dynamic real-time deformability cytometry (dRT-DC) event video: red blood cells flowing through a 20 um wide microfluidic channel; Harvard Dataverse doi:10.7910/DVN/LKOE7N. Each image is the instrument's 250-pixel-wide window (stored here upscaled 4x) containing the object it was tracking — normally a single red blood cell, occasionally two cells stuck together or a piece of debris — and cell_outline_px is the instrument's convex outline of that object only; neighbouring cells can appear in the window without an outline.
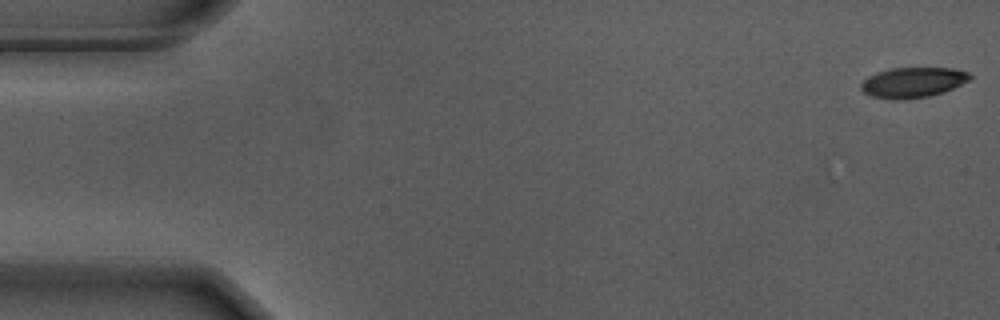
{"species": "Egyptian fruit bat (a non-hibernating species)", "species_latin": "Rousettus aegyptiacus", "temperature_condition": "warm", "stored_images_in_passage": 56, "camera_frame_rate_fps": 3000, "um_per_image_px": 0.085, "animal": {"sex": "male"}, "frame": {"image": 1, "passage_image": 1, "time_ms": 0.0, "image_size_px": [1000, 320], "cell_outline_px": [[972, 80], [944, 92], [928, 96], [896, 100], [872, 96], [864, 92], [860, 88], [860, 84], [868, 76], [876, 72], [888, 68], [952, 68], [968, 72], [972, 76]], "centroid_in_image_um": [77.61, 6.99], "position_along_channel_um": 7.4, "area_um2": 19.31}}
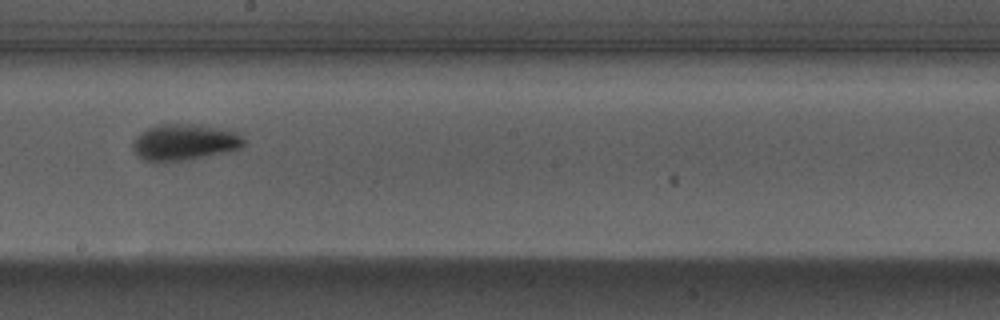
{"frame": {"image": 2, "passage_image": 31, "time_ms": 10.0, "image_size_px": [1000, 320], "cell_outline_px": [[244, 144], [240, 148], [204, 156], [184, 160], [156, 164], [144, 160], [132, 148], [132, 144], [136, 136], [140, 132], [156, 124], [200, 124], [236, 132], [244, 140]], "centroid_in_image_um": [15.6, 12.09], "position_along_channel_um": 232.6, "area_um2": 23.47}}
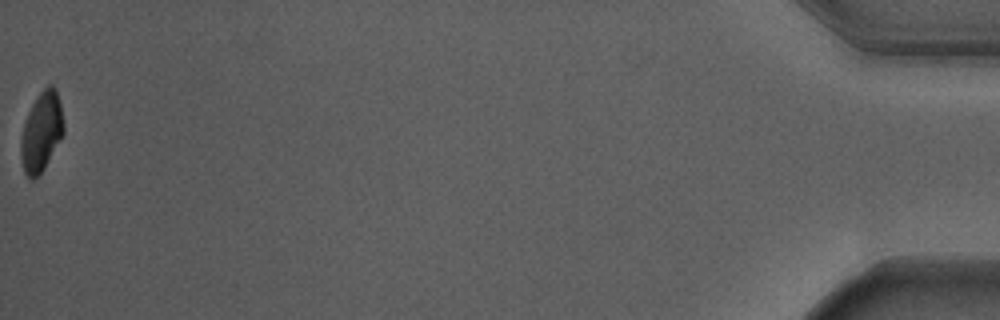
{"frame": {"image": 3, "passage_image": 56, "time_ms": 18.333, "image_size_px": [1000, 320], "cell_outline_px": [[64, 132], [44, 168], [32, 180], [24, 172], [20, 156], [20, 136], [28, 112], [32, 104], [40, 92], [48, 84], [52, 84], [56, 88], [60, 104], [64, 124]], "centroid_in_image_um": [3.51, 11.18], "position_along_channel_um": 431.7, "area_um2": 19.65}, "authors_computed_cell_mechanics": {"area_um2": 21.1837, "velocity_mm_per_s": 3.6833, "shape_relaxation_time_tau1_ms": 2.8339, "shape_relaxation_time_tau2_ms": 1.1773, "deformation_change_tau1": 0.1715, "deformation_change_tau2": 0.072}}